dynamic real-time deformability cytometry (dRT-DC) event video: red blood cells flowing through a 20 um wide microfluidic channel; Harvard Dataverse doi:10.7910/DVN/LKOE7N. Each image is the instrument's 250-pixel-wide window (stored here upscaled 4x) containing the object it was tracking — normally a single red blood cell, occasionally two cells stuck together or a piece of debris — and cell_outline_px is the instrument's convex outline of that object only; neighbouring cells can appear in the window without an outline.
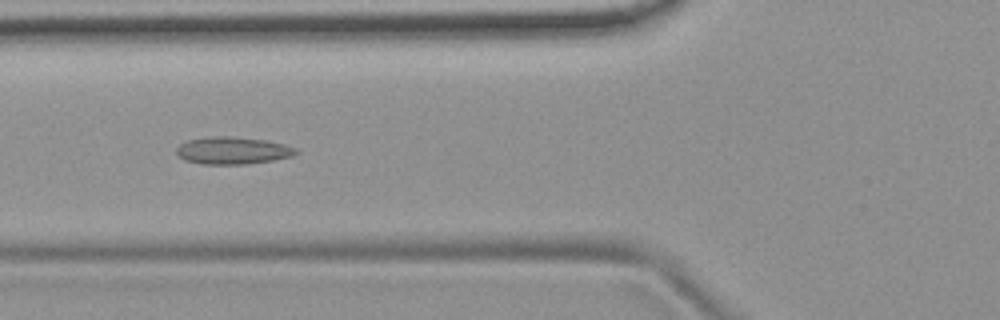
{"species": "common noctule bat (a hibernating species)", "species_latin": "Nyctalus noctula", "temperature_condition": "room temperature", "stored_images_in_passage": 54, "camera_frame_rate_fps": 3000, "um_per_image_px": 0.085, "animal": {"sex": "female", "body_mass_g": 19.9}, "frame": {"image": 1, "passage_image": 21, "time_ms": 6.667, "image_size_px": [1000, 320], "cell_outline_px": [[300, 152], [292, 156], [272, 160], [244, 164], [200, 164], [184, 160], [176, 152], [176, 148], [180, 144], [188, 140], [212, 136], [232, 136], [264, 140], [284, 144], [296, 148]], "centroid_in_image_um": [19.77, 12.79], "position_along_channel_um": 106.0, "area_um2": 18.96}}
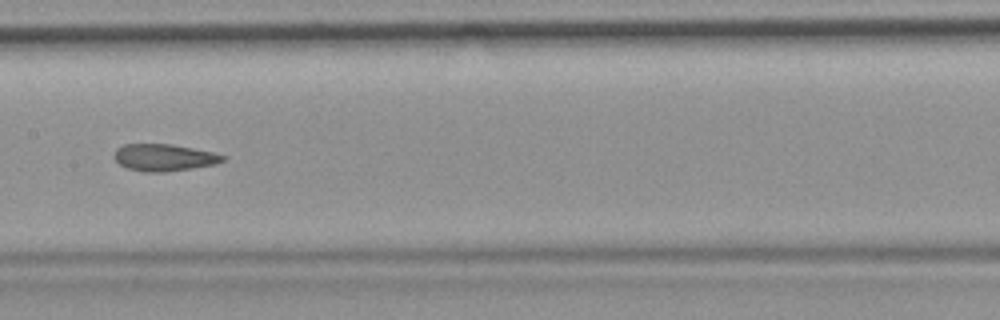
{"frame": {"image": 2, "passage_image": 28, "time_ms": 9.0, "image_size_px": [1000, 320], "cell_outline_px": [[228, 156], [224, 160], [216, 164], [192, 168], [164, 172], [144, 172], [128, 168], [120, 164], [112, 156], [116, 148], [124, 144], [172, 144], [212, 152]], "centroid_in_image_um": [13.93, 13.38], "position_along_channel_um": 193.5, "area_um2": 17.11}}
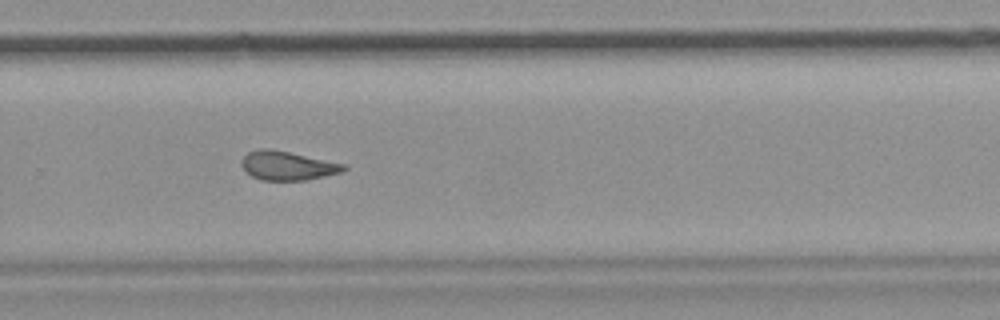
{"frame": {"image": 3, "passage_image": 37, "time_ms": 12.0, "image_size_px": [1000, 320], "cell_outline_px": [[348, 168], [344, 172], [304, 180], [260, 180], [252, 176], [240, 164], [240, 160], [248, 152], [260, 148], [272, 148], [344, 164]], "centroid_in_image_um": [24.42, 14.07], "position_along_channel_um": 305.4, "area_um2": 17.22}, "authors_computed_cell_mechanics": {"area_um2": 17.9758, "velocity_mm_per_s": 3.7512, "shape_relaxation_time_tau1_ms": null, "shape_relaxation_time_tau2_ms": 2.5906, "deformation_change_tau1": null, "deformation_change_tau2": 0.0965}}